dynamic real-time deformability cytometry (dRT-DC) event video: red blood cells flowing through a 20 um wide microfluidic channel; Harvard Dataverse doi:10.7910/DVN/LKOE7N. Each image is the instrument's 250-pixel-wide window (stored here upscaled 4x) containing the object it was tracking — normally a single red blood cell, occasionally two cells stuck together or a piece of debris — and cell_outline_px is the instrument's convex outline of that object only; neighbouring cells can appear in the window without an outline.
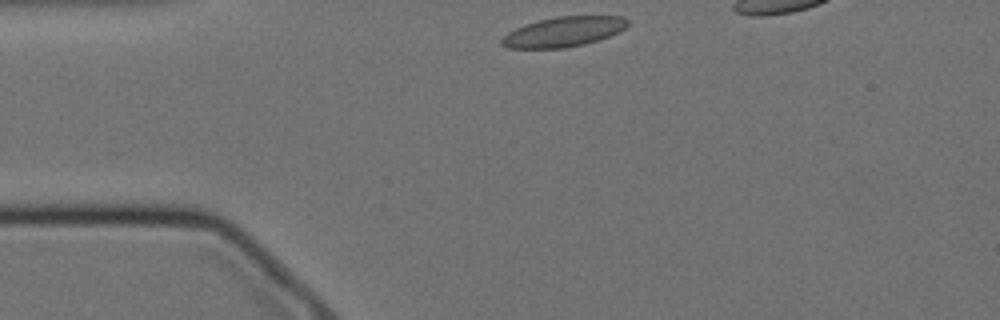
{"species": "Egyptian fruit bat (a non-hibernating species)", "species_latin": "Rousettus aegyptiacus", "temperature_condition": "cold", "stored_images_in_passage": 36, "camera_frame_rate_fps": 3000, "um_per_image_px": 0.085, "animal": {"sex": "female"}, "frame": {"image": 1, "passage_image": 1, "time_ms": 0.0, "image_size_px": [1000, 320], "cell_outline_px": [[628, 24], [620, 32], [584, 44], [564, 48], [508, 48], [500, 44], [500, 40], [508, 32], [524, 24], [556, 16], [624, 16], [628, 20]], "centroid_in_image_um": [47.89, 2.7], "position_along_channel_um": 37.1, "area_um2": 21.91}}
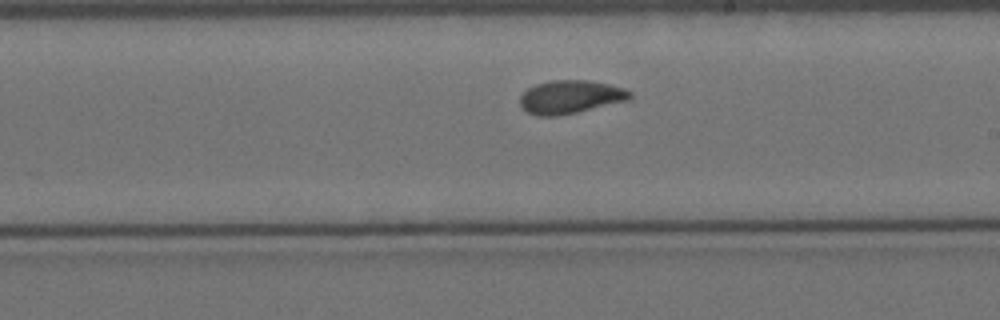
{"frame": {"image": 2, "passage_image": 21, "time_ms": 6.667, "image_size_px": [1000, 320], "cell_outline_px": [[632, 96], [628, 100], [560, 116], [540, 116], [528, 112], [520, 104], [520, 96], [528, 88], [536, 84], [552, 80], [588, 80], [608, 84], [624, 88], [632, 92]], "centroid_in_image_um": [48.49, 8.23], "position_along_channel_um": 240.5, "area_um2": 21.21}}
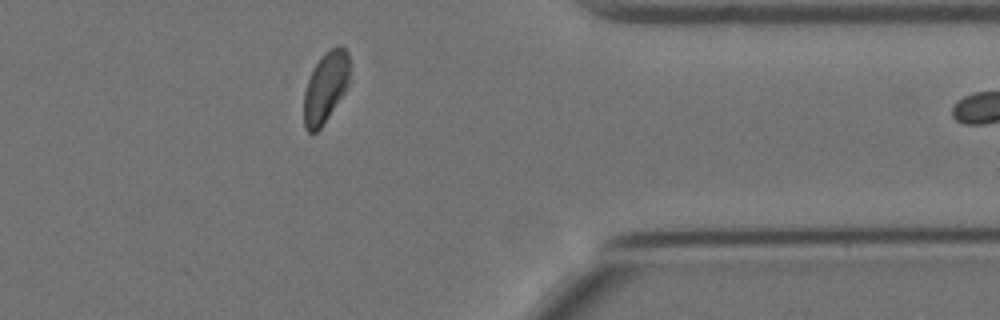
{"frame": {"image": 3, "passage_image": 35, "time_ms": 11.333, "image_size_px": [1000, 320], "cell_outline_px": [[348, 88], [320, 128], [316, 132], [308, 132], [304, 128], [304, 92], [312, 68], [324, 52], [336, 44], [340, 44], [348, 52]], "centroid_in_image_um": [27.66, 7.38], "position_along_channel_um": 383.7, "area_um2": 18.96}}